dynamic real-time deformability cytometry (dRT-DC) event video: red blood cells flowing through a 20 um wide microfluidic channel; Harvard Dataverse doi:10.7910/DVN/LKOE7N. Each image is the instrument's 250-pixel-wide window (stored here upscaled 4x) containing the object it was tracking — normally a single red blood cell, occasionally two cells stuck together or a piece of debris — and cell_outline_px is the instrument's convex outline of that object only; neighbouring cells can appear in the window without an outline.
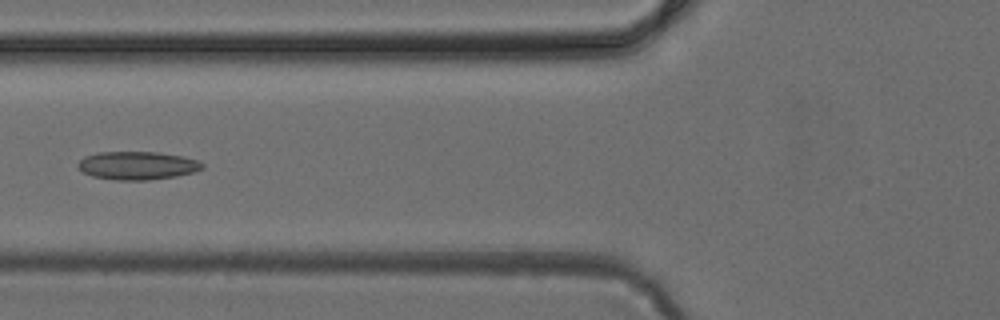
{"species": "common noctule bat (a hibernating species)", "species_latin": "Nyctalus noctula", "temperature_condition": "cold", "stored_images_in_passage": 36, "camera_frame_rate_fps": 3000, "um_per_image_px": 0.085, "animal": {"sex": "female", "body_mass_g": 24.6, "forearm_length_mm": 56.2}, "frame": {"image": 1, "passage_image": 7, "time_ms": 2.0, "image_size_px": [1000, 320], "cell_outline_px": [[204, 168], [196, 172], [176, 176], [148, 180], [116, 180], [92, 176], [76, 168], [76, 164], [84, 156], [100, 152], [160, 152], [184, 156], [200, 160], [204, 164]], "centroid_in_image_um": [11.71, 14.06], "position_along_channel_um": 114.1, "area_um2": 20.75}}
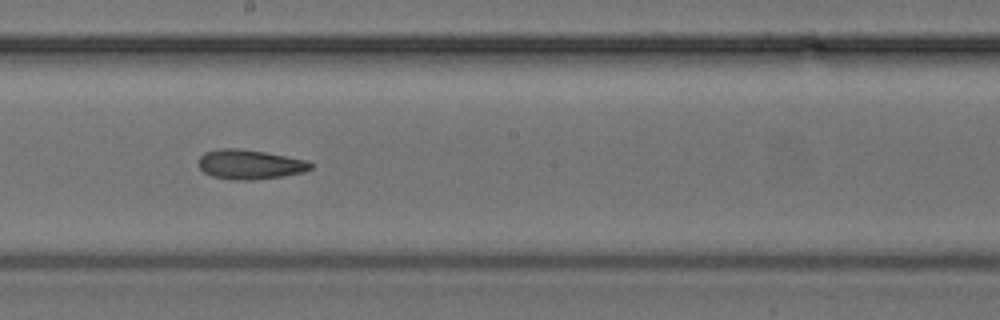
{"frame": {"image": 2, "passage_image": 15, "time_ms": 4.667, "image_size_px": [1000, 320], "cell_outline_px": [[312, 168], [304, 172], [284, 176], [252, 180], [236, 180], [212, 176], [204, 172], [196, 164], [200, 156], [204, 152], [220, 148], [240, 148], [264, 152], [308, 160], [312, 164]], "centroid_in_image_um": [21.22, 13.97], "position_along_channel_um": 227.0, "area_um2": 19.48}}
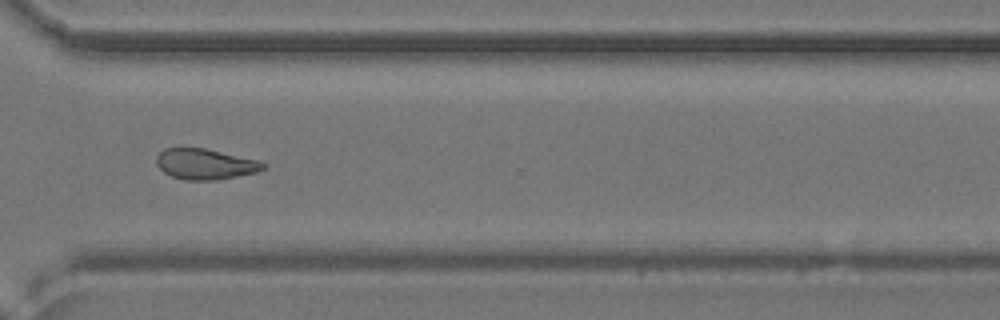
{"frame": {"image": 3, "passage_image": 24, "time_ms": 7.667, "image_size_px": [1000, 320], "cell_outline_px": [[268, 164], [264, 168], [256, 172], [216, 180], [184, 180], [172, 176], [164, 172], [156, 164], [156, 156], [164, 148], [180, 144], [204, 148], [260, 160]], "centroid_in_image_um": [17.39, 13.9], "position_along_channel_um": 353.2, "area_um2": 19.65}}